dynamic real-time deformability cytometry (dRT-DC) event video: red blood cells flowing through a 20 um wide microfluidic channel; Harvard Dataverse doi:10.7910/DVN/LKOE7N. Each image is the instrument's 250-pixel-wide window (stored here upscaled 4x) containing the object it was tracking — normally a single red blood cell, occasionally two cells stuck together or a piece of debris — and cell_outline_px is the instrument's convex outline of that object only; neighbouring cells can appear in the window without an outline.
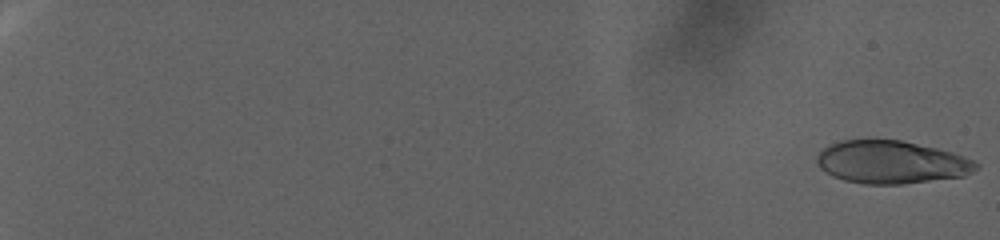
{"species": "human", "species_latin": "Homo sapiens", "temperature_condition": "warm", "stored_images_in_passage": 94, "camera_frame_rate_fps": 3000, "um_per_image_px": 0.085, "donor": {"sex": "female"}, "frame": {"image": 1, "passage_image": 1, "time_ms": 0.0, "image_size_px": [1000, 240], "cell_outline_px": [[980, 168], [964, 176], [900, 184], [864, 184], [844, 180], [832, 176], [820, 168], [816, 164], [816, 156], [824, 148], [832, 144], [844, 140], [900, 140], [936, 148], [952, 152], [964, 156], [980, 164]], "centroid_in_image_um": [75.77, 13.79], "position_along_channel_um": 9.2, "area_um2": 39.59}}
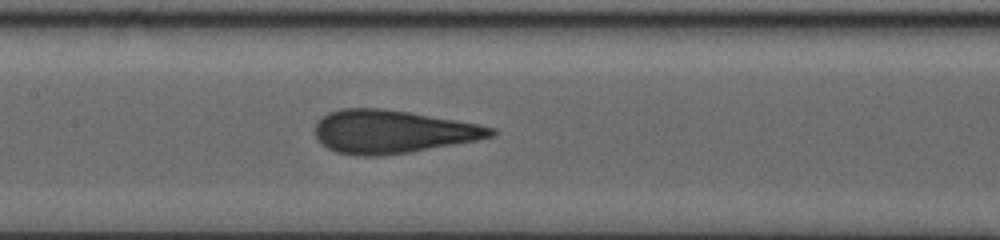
{"frame": {"image": 2, "passage_image": 54, "time_ms": 17.667, "image_size_px": [1000, 240], "cell_outline_px": [[496, 136], [476, 140], [412, 152], [380, 156], [356, 156], [336, 152], [320, 144], [316, 136], [316, 124], [320, 116], [328, 112], [340, 108], [384, 108], [480, 124], [496, 128]], "centroid_in_image_um": [33.34, 11.19], "position_along_channel_um": 174.1, "area_um2": 44.56}}
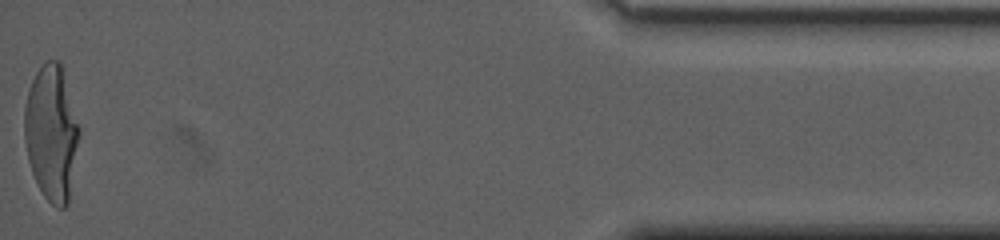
{"frame": {"image": 3, "passage_image": 94, "time_ms": 31.0, "image_size_px": [1000, 240], "cell_outline_px": [[80, 136], [68, 204], [64, 208], [56, 208], [44, 196], [32, 172], [28, 160], [24, 140], [24, 108], [28, 92], [32, 80], [36, 72], [48, 60], [60, 60], [80, 128]], "centroid_in_image_um": [4.38, 11.3], "position_along_channel_um": 430.8, "area_um2": 43.23}, "authors_computed_cell_mechanics": {"area_um2": 42.2229, "velocity_mm_per_s": 2.3996, "shape_relaxation_time_tau1_ms": 7.6067, "shape_relaxation_time_tau2_ms": null, "deformation_change_tau1": 0.2539, "deformation_change_tau2": null}}